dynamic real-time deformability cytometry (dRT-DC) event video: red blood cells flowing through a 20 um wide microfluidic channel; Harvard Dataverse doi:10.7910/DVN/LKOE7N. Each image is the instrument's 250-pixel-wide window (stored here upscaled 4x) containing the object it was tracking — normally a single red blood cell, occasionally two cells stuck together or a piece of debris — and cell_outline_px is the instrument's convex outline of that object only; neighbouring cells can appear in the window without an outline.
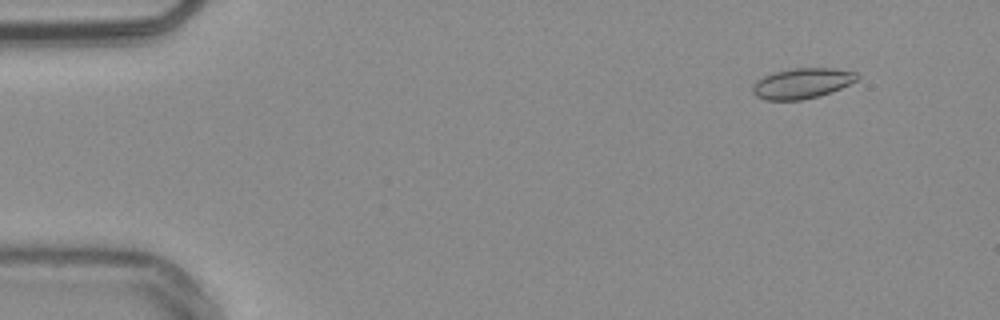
{"species": "common noctule bat (a hibernating species)", "species_latin": "Nyctalus noctula", "temperature_condition": "warm", "stored_images_in_passage": 49, "camera_frame_rate_fps": 3000, "um_per_image_px": 0.085, "animal": {"sex": "male", "body_mass_g": 20.4}, "frame": {"image": 1, "passage_image": 1, "time_ms": 0.0, "image_size_px": [1000, 320], "cell_outline_px": [[860, 76], [856, 80], [832, 92], [820, 96], [800, 100], [764, 100], [756, 96], [752, 92], [752, 84], [756, 80], [764, 76], [776, 72], [796, 68], [832, 68], [856, 72]], "centroid_in_image_um": [68.15, 7.09], "position_along_channel_um": 16.8, "area_um2": 18.5}}
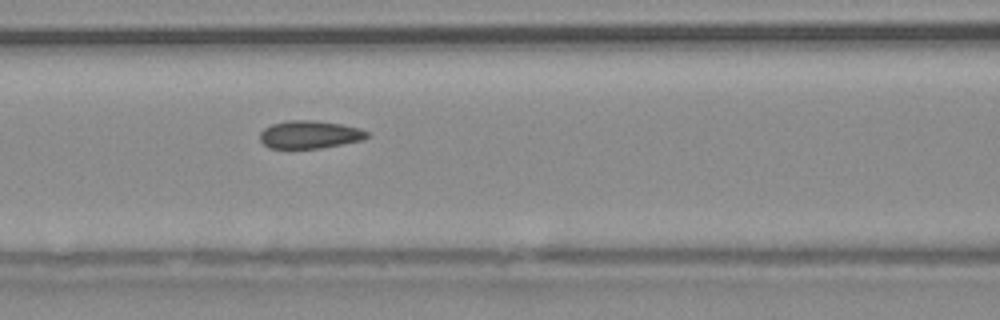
{"frame": {"image": 2, "passage_image": 19, "time_ms": 6.0, "image_size_px": [1000, 320], "cell_outline_px": [[372, 136], [360, 140], [320, 148], [268, 148], [260, 140], [260, 132], [264, 128], [272, 124], [288, 120], [312, 120], [340, 124], [360, 128], [368, 132]], "centroid_in_image_um": [26.31, 11.43], "position_along_channel_um": 140.3, "area_um2": 17.28}}
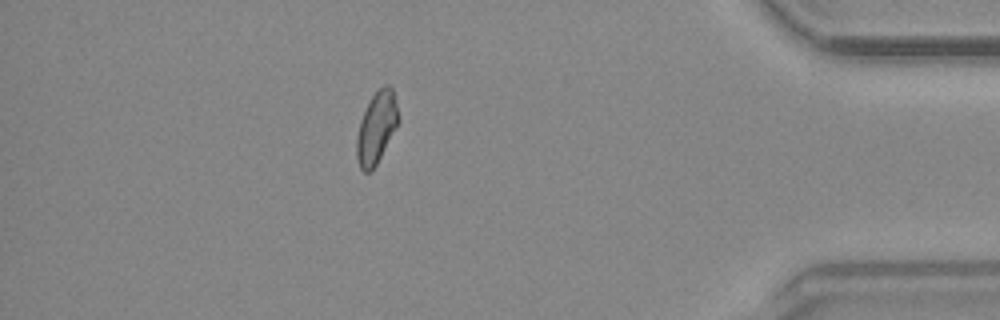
{"frame": {"image": 3, "passage_image": 43, "time_ms": 14.0, "image_size_px": [1000, 320], "cell_outline_px": [[400, 120], [372, 172], [364, 172], [360, 168], [356, 156], [356, 136], [360, 120], [372, 96], [384, 84], [388, 84], [392, 88]], "centroid_in_image_um": [31.99, 10.87], "position_along_channel_um": 403.2, "area_um2": 17.28}, "authors_computed_cell_mechanics": {"area_um2": 17.629, "velocity_mm_per_s": 3.7985, "shape_relaxation_time_tau1_ms": null, "shape_relaxation_time_tau2_ms": 1.3256, "deformation_change_tau1": null, "deformation_change_tau2": 0.0681}}